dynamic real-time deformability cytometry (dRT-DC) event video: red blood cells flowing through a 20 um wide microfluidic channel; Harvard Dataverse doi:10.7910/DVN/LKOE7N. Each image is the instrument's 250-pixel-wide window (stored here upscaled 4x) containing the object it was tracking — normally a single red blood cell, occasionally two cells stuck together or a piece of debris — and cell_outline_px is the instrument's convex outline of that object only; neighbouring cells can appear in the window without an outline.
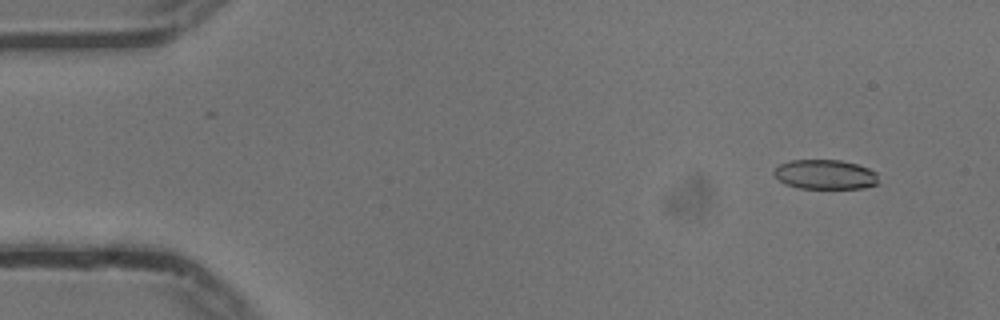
{"species": "common noctule bat (a hibernating species)", "species_latin": "Nyctalus noctula", "temperature_condition": "cold", "stored_images_in_passage": 16, "camera_frame_rate_fps": 3000, "um_per_image_px": 0.085, "animal": {"sex": "male", "body_mass_g": 13.3}, "frame": {"image": 1, "passage_image": 5, "time_ms": 1.333, "image_size_px": [1000, 320], "cell_outline_px": [[880, 184], [864, 188], [800, 188], [784, 184], [772, 172], [780, 164], [788, 160], [840, 160], [856, 164], [868, 168], [876, 172]], "centroid_in_image_um": [70.16, 14.83], "position_along_channel_um": 14.8, "area_um2": 18.09}}
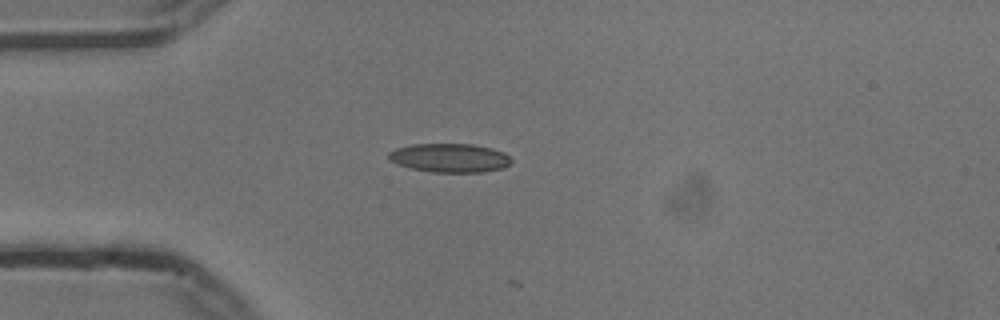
{"frame": {"image": 2, "passage_image": 15, "time_ms": 4.667, "image_size_px": [1000, 320], "cell_outline_px": [[512, 160], [504, 168], [484, 172], [432, 172], [408, 168], [388, 160], [388, 152], [396, 148], [412, 144], [472, 144], [492, 148], [504, 152]], "centroid_in_image_um": [38.2, 13.42], "position_along_channel_um": 46.8, "area_um2": 20.75}}